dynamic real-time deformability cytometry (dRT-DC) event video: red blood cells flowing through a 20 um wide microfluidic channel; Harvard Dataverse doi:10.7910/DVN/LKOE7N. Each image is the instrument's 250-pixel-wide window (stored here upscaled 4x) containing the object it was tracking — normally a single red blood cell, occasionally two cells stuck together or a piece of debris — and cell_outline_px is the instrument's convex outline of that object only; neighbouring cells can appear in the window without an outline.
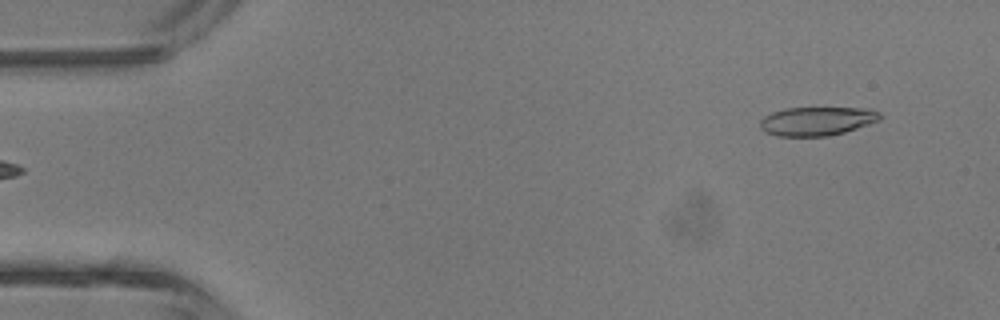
{"species": "common noctule bat (a hibernating species)", "species_latin": "Nyctalus noctula", "temperature_condition": "room temperature", "stored_images_in_passage": 4, "segment_of_instrument_passage": [2, 2], "camera_frame_rate_fps": 3000, "um_per_image_px": 0.085, "animal": {"sex": "male", "body_mass_g": 13.3}, "frame": {"image": 1, "passage_image": 4, "time_ms": 3.333, "image_size_px": [1000, 320], "cell_outline_px": [[884, 116], [880, 120], [844, 132], [828, 136], [776, 136], [764, 132], [760, 128], [760, 120], [764, 116], [772, 112], [784, 108], [872, 108], [880, 112]], "centroid_in_image_um": [69.45, 10.29], "position_along_channel_um": 15.6, "area_um2": 20.29}}